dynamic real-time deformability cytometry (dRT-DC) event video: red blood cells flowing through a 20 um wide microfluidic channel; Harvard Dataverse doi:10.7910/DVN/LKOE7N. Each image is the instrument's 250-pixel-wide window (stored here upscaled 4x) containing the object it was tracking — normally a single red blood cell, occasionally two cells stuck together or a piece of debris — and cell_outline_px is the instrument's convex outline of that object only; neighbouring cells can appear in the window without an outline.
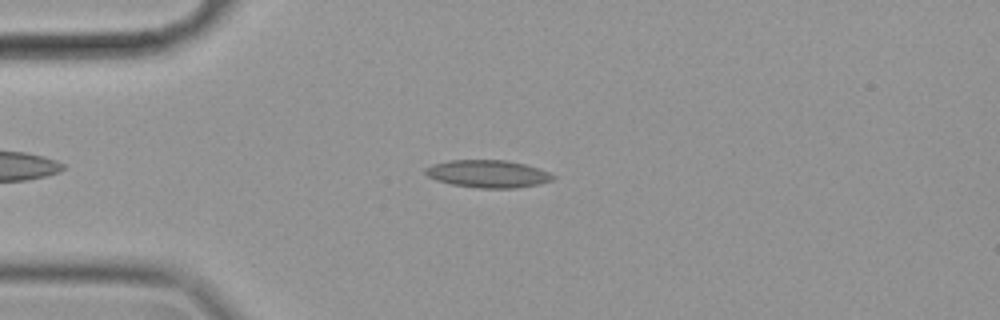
{"species": "common noctule bat (a hibernating species)", "species_latin": "Nyctalus noctula", "temperature_condition": "cold", "stored_images_in_passage": 50, "camera_frame_rate_fps": 3000, "um_per_image_px": 0.085, "animal": {"sex": "female", "body_mass_g": 19.9}, "frame": {"image": 1, "passage_image": 7, "time_ms": 2.0, "image_size_px": [1000, 320], "cell_outline_px": [[556, 176], [552, 180], [540, 184], [516, 188], [480, 188], [452, 184], [436, 180], [428, 176], [424, 172], [424, 168], [432, 164], [448, 160], [504, 160], [524, 164], [540, 168]], "centroid_in_image_um": [41.47, 14.77], "position_along_channel_um": 43.5, "area_um2": 20.52}}
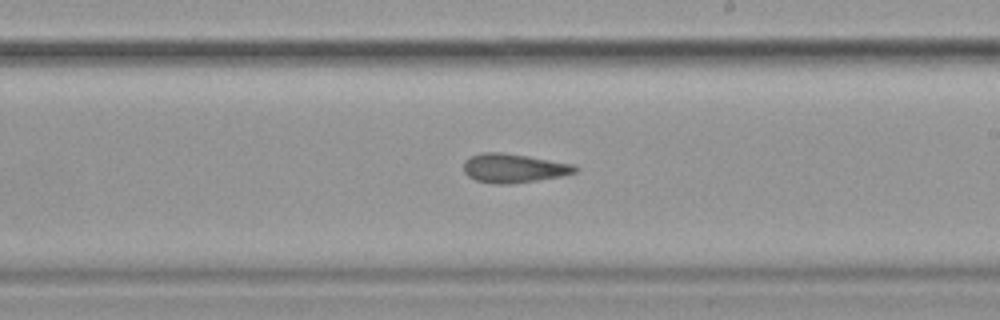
{"frame": {"image": 2, "passage_image": 26, "time_ms": 8.333, "image_size_px": [1000, 320], "cell_outline_px": [[580, 168], [576, 172], [560, 176], [536, 180], [508, 184], [492, 184], [476, 180], [468, 176], [464, 172], [464, 160], [480, 152], [504, 152], [528, 156], [572, 164]], "centroid_in_image_um": [43.63, 14.29], "position_along_channel_um": 245.4, "area_um2": 18.79}}
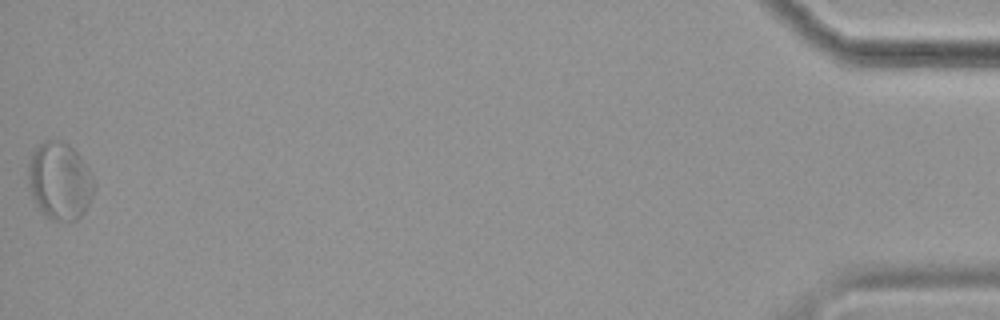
{"frame": {"image": 3, "passage_image": 50, "time_ms": 16.333, "image_size_px": [1000, 320], "cell_outline_px": [[96, 188], [84, 212], [76, 220], [52, 220], [32, 200], [28, 184], [28, 164], [32, 152], [40, 144], [48, 140], [60, 140], [68, 144], [80, 156], [88, 168], [96, 184]], "centroid_in_image_um": [5.08, 15.37], "position_along_channel_um": 430.1, "area_um2": 29.65}, "authors_computed_cell_mechanics": {"area_um2": 20.1144, "velocity_mm_per_s": 3.5055, "shape_relaxation_time_tau1_ms": null, "shape_relaxation_time_tau2_ms": 3.5946, "deformation_change_tau1": null, "deformation_change_tau2": 0.1015}}